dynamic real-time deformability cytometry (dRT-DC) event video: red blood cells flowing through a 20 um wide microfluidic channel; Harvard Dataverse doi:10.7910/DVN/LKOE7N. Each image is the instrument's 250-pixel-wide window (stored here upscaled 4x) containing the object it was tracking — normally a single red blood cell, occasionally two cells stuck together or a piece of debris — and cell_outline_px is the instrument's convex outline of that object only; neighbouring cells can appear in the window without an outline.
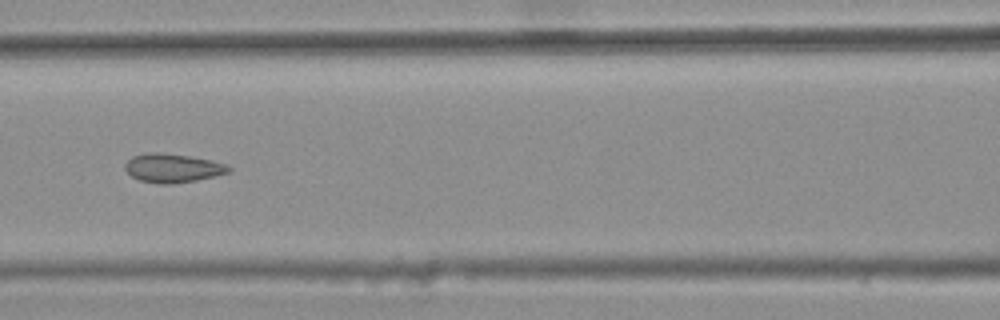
{"species": "common noctule bat (a hibernating species)", "species_latin": "Nyctalus noctula", "temperature_condition": "warm", "stored_images_in_passage": 8, "camera_frame_rate_fps": 3000, "um_per_image_px": 0.085, "animal": {"sex": "female", "body_mass_g": 25.1}, "frame": {"image": 1, "passage_image": 5, "time_ms": 1.333, "image_size_px": [1000, 320], "cell_outline_px": [[232, 168], [228, 172], [196, 180], [172, 184], [160, 184], [140, 180], [132, 176], [124, 168], [124, 164], [132, 156], [148, 152], [160, 152], [188, 156], [212, 160], [228, 164]], "centroid_in_image_um": [14.66, 14.27], "position_along_channel_um": 151.9, "area_um2": 17.34}}
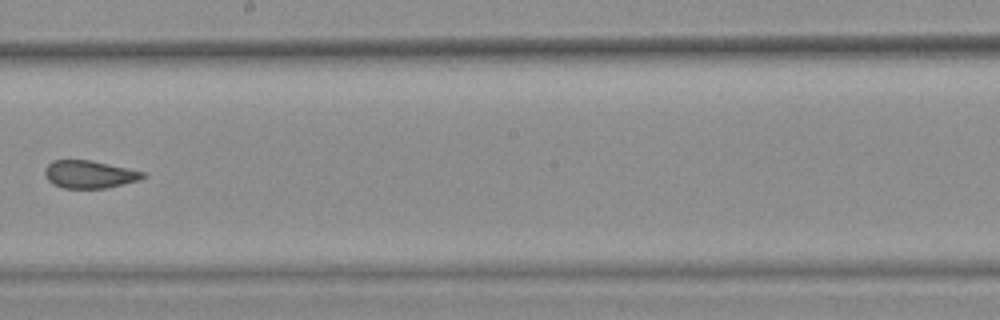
{"frame": {"image": 2, "passage_image": 7, "time_ms": 2.0, "image_size_px": [1000, 320], "cell_outline_px": [[148, 176], [140, 180], [108, 188], [64, 188], [52, 184], [44, 176], [44, 168], [52, 160], [88, 160], [108, 164], [144, 172]], "centroid_in_image_um": [7.58, 14.83], "position_along_channel_um": 240.6, "area_um2": 15.9}}
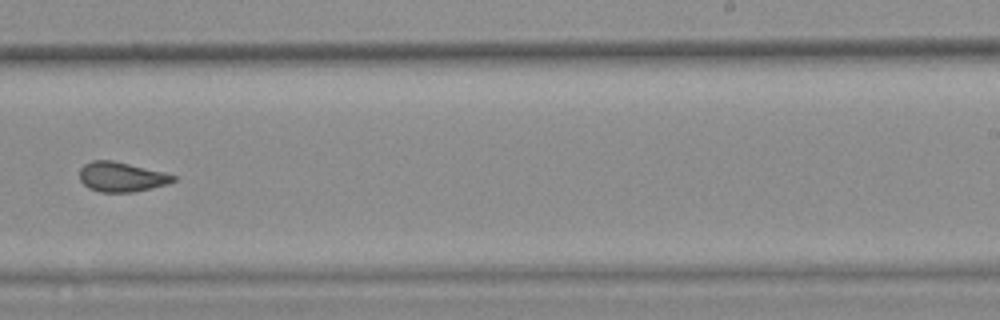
{"frame": {"image": 3, "passage_image": 8, "time_ms": 2.333, "image_size_px": [1000, 320], "cell_outline_px": [[176, 180], [168, 184], [152, 188], [132, 192], [100, 192], [88, 188], [80, 180], [80, 168], [84, 164], [92, 160], [112, 160], [164, 172], [176, 176]], "centroid_in_image_um": [10.32, 15.04], "position_along_channel_um": 278.7, "area_um2": 16.24}}